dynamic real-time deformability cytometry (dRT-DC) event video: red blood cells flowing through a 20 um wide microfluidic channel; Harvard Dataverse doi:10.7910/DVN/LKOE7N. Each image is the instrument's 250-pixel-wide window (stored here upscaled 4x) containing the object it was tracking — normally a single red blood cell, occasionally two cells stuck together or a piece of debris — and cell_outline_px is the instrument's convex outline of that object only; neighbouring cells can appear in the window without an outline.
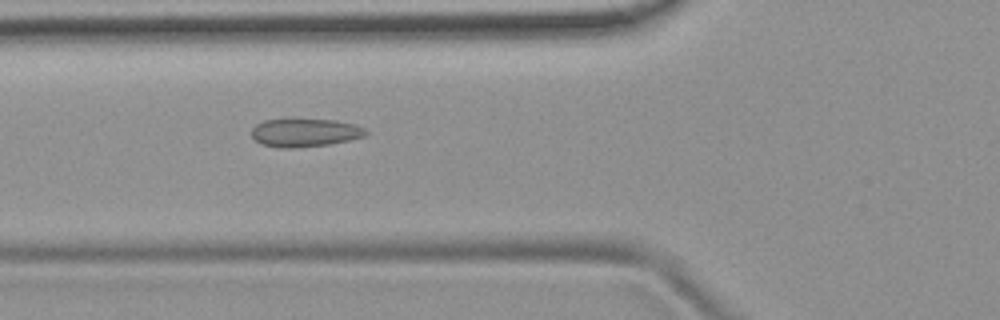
{"species": "common noctule bat (a hibernating species)", "species_latin": "Nyctalus noctula", "temperature_condition": "room temperature", "stored_images_in_passage": 41, "camera_frame_rate_fps": 3000, "um_per_image_px": 0.085, "animal": {"sex": "female", "body_mass_g": 19.9}, "frame": {"image": 1, "passage_image": 8, "time_ms": 2.333, "image_size_px": [1000, 320], "cell_outline_px": [[368, 132], [364, 136], [348, 140], [328, 144], [292, 148], [280, 148], [260, 144], [252, 136], [252, 128], [256, 124], [264, 120], [336, 120], [356, 124], [364, 128]], "centroid_in_image_um": [25.91, 11.28], "position_along_channel_um": 99.9, "area_um2": 18.55}}
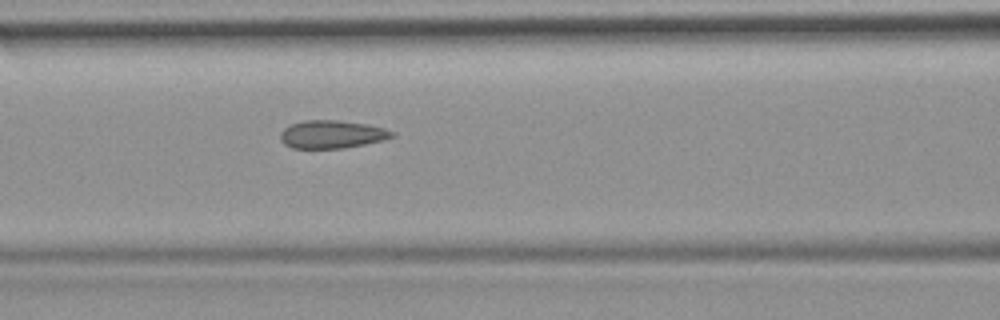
{"frame": {"image": 2, "passage_image": 11, "time_ms": 3.333, "image_size_px": [1000, 320], "cell_outline_px": [[396, 136], [384, 140], [344, 148], [292, 148], [284, 144], [280, 140], [280, 132], [284, 128], [292, 124], [304, 120], [336, 120], [368, 124], [384, 128], [396, 132]], "centroid_in_image_um": [28.23, 11.42], "position_along_channel_um": 138.4, "area_um2": 18.32}}
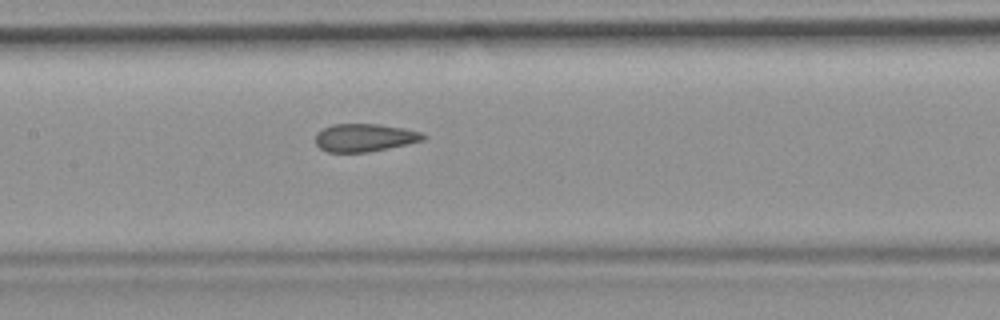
{"frame": {"image": 3, "passage_image": 14, "time_ms": 4.333, "image_size_px": [1000, 320], "cell_outline_px": [[428, 136], [424, 140], [388, 148], [368, 152], [328, 152], [320, 148], [316, 144], [316, 132], [332, 124], [380, 124], [404, 128], [420, 132]], "centroid_in_image_um": [30.99, 11.69], "position_along_channel_um": 176.4, "area_um2": 17.51}, "authors_computed_cell_mechanics": {"area_um2": 18.1492, "velocity_mm_per_s": 3.8157, "shape_relaxation_time_tau1_ms": null, "shape_relaxation_time_tau2_ms": 1.4939, "deformation_change_tau1": null, "deformation_change_tau2": 0.0799}}